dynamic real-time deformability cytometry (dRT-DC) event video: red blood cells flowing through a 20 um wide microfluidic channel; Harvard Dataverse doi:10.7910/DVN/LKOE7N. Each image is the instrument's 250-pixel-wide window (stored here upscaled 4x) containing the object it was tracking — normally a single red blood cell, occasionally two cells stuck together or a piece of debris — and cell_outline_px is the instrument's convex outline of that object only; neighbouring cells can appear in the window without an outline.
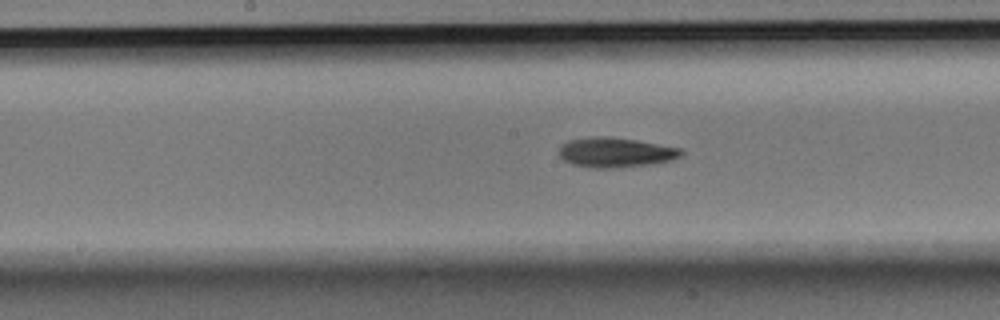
{"species": "Egyptian fruit bat (a non-hibernating species)", "species_latin": "Rousettus aegyptiacus", "temperature_condition": "room temperature", "stored_images_in_passage": 28, "camera_frame_rate_fps": 3000, "um_per_image_px": 0.085, "animal": {"sex": "male"}, "frame": {"image": 1, "passage_image": 13, "time_ms": 4.0, "image_size_px": [1000, 320], "cell_outline_px": [[684, 152], [680, 156], [672, 160], [652, 164], [620, 168], [588, 168], [572, 164], [564, 160], [560, 156], [560, 144], [568, 140], [592, 136], [608, 136], [636, 140], [680, 148]], "centroid_in_image_um": [52.3, 12.96], "position_along_channel_um": 195.9, "area_um2": 21.44}}
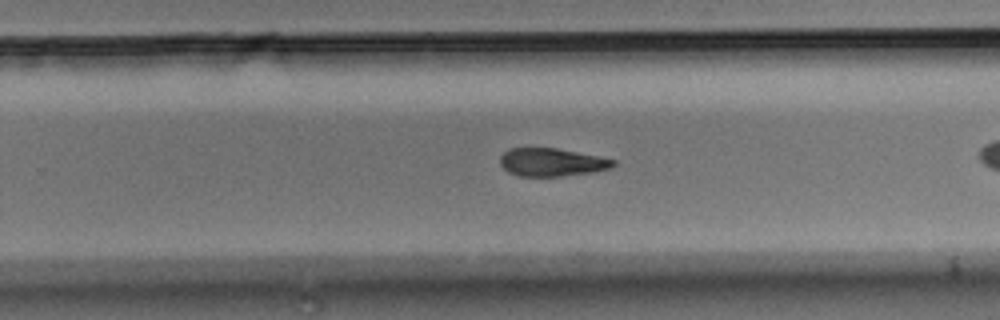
{"frame": {"image": 2, "passage_image": 20, "time_ms": 6.333, "image_size_px": [1000, 320], "cell_outline_px": [[616, 164], [612, 168], [592, 172], [560, 176], [520, 176], [508, 172], [500, 164], [500, 156], [508, 148], [556, 148], [616, 160]], "centroid_in_image_um": [46.88, 13.79], "position_along_channel_um": 282.9, "area_um2": 18.38}}